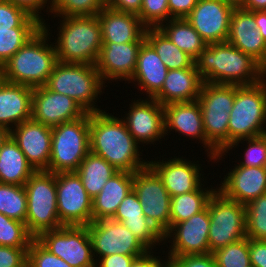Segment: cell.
Returning <instances> with one entry per match:
<instances>
[{
  "mask_svg": "<svg viewBox=\"0 0 266 267\" xmlns=\"http://www.w3.org/2000/svg\"><path fill=\"white\" fill-rule=\"evenodd\" d=\"M97 17L101 27L102 42L123 44L145 41L147 27L137 15L105 6Z\"/></svg>",
  "mask_w": 266,
  "mask_h": 267,
  "instance_id": "cell-25",
  "label": "cell"
},
{
  "mask_svg": "<svg viewBox=\"0 0 266 267\" xmlns=\"http://www.w3.org/2000/svg\"><path fill=\"white\" fill-rule=\"evenodd\" d=\"M244 141H246L248 145H246V151H244L245 155L242 156L244 158L242 161L238 162V165L246 167H266V134L233 142L225 151L218 153L216 157L213 158V161H220L222 156L226 155L225 153H228V151L232 150L234 147L236 148L240 142L243 144Z\"/></svg>",
  "mask_w": 266,
  "mask_h": 267,
  "instance_id": "cell-42",
  "label": "cell"
},
{
  "mask_svg": "<svg viewBox=\"0 0 266 267\" xmlns=\"http://www.w3.org/2000/svg\"><path fill=\"white\" fill-rule=\"evenodd\" d=\"M235 99V85L204 82L198 97L206 139L217 154L228 148L229 113Z\"/></svg>",
  "mask_w": 266,
  "mask_h": 267,
  "instance_id": "cell-9",
  "label": "cell"
},
{
  "mask_svg": "<svg viewBox=\"0 0 266 267\" xmlns=\"http://www.w3.org/2000/svg\"><path fill=\"white\" fill-rule=\"evenodd\" d=\"M133 190L143 205L144 216L164 235L170 229L171 196L162 179L148 165L133 173Z\"/></svg>",
  "mask_w": 266,
  "mask_h": 267,
  "instance_id": "cell-12",
  "label": "cell"
},
{
  "mask_svg": "<svg viewBox=\"0 0 266 267\" xmlns=\"http://www.w3.org/2000/svg\"><path fill=\"white\" fill-rule=\"evenodd\" d=\"M27 196L26 226L36 239L41 233L61 228L57 211L56 174L36 171L24 184Z\"/></svg>",
  "mask_w": 266,
  "mask_h": 267,
  "instance_id": "cell-8",
  "label": "cell"
},
{
  "mask_svg": "<svg viewBox=\"0 0 266 267\" xmlns=\"http://www.w3.org/2000/svg\"><path fill=\"white\" fill-rule=\"evenodd\" d=\"M33 88L0 79V125L10 131L32 117Z\"/></svg>",
  "mask_w": 266,
  "mask_h": 267,
  "instance_id": "cell-27",
  "label": "cell"
},
{
  "mask_svg": "<svg viewBox=\"0 0 266 267\" xmlns=\"http://www.w3.org/2000/svg\"><path fill=\"white\" fill-rule=\"evenodd\" d=\"M167 22L162 23L158 28L179 49L196 60L207 43L185 18H172Z\"/></svg>",
  "mask_w": 266,
  "mask_h": 267,
  "instance_id": "cell-33",
  "label": "cell"
},
{
  "mask_svg": "<svg viewBox=\"0 0 266 267\" xmlns=\"http://www.w3.org/2000/svg\"><path fill=\"white\" fill-rule=\"evenodd\" d=\"M210 216L208 207L189 219L174 224L165 234L164 241L172 239L167 257L209 254ZM167 239V240H166ZM173 242V243H172ZM173 244V245H172Z\"/></svg>",
  "mask_w": 266,
  "mask_h": 267,
  "instance_id": "cell-15",
  "label": "cell"
},
{
  "mask_svg": "<svg viewBox=\"0 0 266 267\" xmlns=\"http://www.w3.org/2000/svg\"><path fill=\"white\" fill-rule=\"evenodd\" d=\"M227 42L251 56L260 65L266 59V41L257 29L255 11L234 8Z\"/></svg>",
  "mask_w": 266,
  "mask_h": 267,
  "instance_id": "cell-24",
  "label": "cell"
},
{
  "mask_svg": "<svg viewBox=\"0 0 266 267\" xmlns=\"http://www.w3.org/2000/svg\"><path fill=\"white\" fill-rule=\"evenodd\" d=\"M55 39L57 60L63 63L95 65L102 47L101 27L96 16H59Z\"/></svg>",
  "mask_w": 266,
  "mask_h": 267,
  "instance_id": "cell-4",
  "label": "cell"
},
{
  "mask_svg": "<svg viewBox=\"0 0 266 267\" xmlns=\"http://www.w3.org/2000/svg\"><path fill=\"white\" fill-rule=\"evenodd\" d=\"M7 1L24 8L30 15L35 16L42 22H45V20L40 15L41 10H43L45 6H47L46 7L47 9L45 10H47L46 12L50 13V9H51V6H49V4L51 5V0L50 1L49 0H7Z\"/></svg>",
  "mask_w": 266,
  "mask_h": 267,
  "instance_id": "cell-49",
  "label": "cell"
},
{
  "mask_svg": "<svg viewBox=\"0 0 266 267\" xmlns=\"http://www.w3.org/2000/svg\"><path fill=\"white\" fill-rule=\"evenodd\" d=\"M117 172L118 170L104 158L91 152L86 155L76 171L92 199L101 192L107 181Z\"/></svg>",
  "mask_w": 266,
  "mask_h": 267,
  "instance_id": "cell-32",
  "label": "cell"
},
{
  "mask_svg": "<svg viewBox=\"0 0 266 267\" xmlns=\"http://www.w3.org/2000/svg\"><path fill=\"white\" fill-rule=\"evenodd\" d=\"M87 228L96 262L101 257L112 254L136 255L140 257L149 251L121 222L112 219H100L92 221Z\"/></svg>",
  "mask_w": 266,
  "mask_h": 267,
  "instance_id": "cell-13",
  "label": "cell"
},
{
  "mask_svg": "<svg viewBox=\"0 0 266 267\" xmlns=\"http://www.w3.org/2000/svg\"><path fill=\"white\" fill-rule=\"evenodd\" d=\"M35 172L10 136L0 147V183L24 186Z\"/></svg>",
  "mask_w": 266,
  "mask_h": 267,
  "instance_id": "cell-31",
  "label": "cell"
},
{
  "mask_svg": "<svg viewBox=\"0 0 266 267\" xmlns=\"http://www.w3.org/2000/svg\"><path fill=\"white\" fill-rule=\"evenodd\" d=\"M50 13L54 17L96 16L105 6V0H51Z\"/></svg>",
  "mask_w": 266,
  "mask_h": 267,
  "instance_id": "cell-38",
  "label": "cell"
},
{
  "mask_svg": "<svg viewBox=\"0 0 266 267\" xmlns=\"http://www.w3.org/2000/svg\"><path fill=\"white\" fill-rule=\"evenodd\" d=\"M87 112L74 99L45 86L33 88L32 119L53 127L83 117Z\"/></svg>",
  "mask_w": 266,
  "mask_h": 267,
  "instance_id": "cell-18",
  "label": "cell"
},
{
  "mask_svg": "<svg viewBox=\"0 0 266 267\" xmlns=\"http://www.w3.org/2000/svg\"><path fill=\"white\" fill-rule=\"evenodd\" d=\"M217 189L209 187L204 188L202 185L196 190L189 193L171 197L170 205V228L184 220L189 219L192 215L198 214L207 207L209 198Z\"/></svg>",
  "mask_w": 266,
  "mask_h": 267,
  "instance_id": "cell-35",
  "label": "cell"
},
{
  "mask_svg": "<svg viewBox=\"0 0 266 267\" xmlns=\"http://www.w3.org/2000/svg\"><path fill=\"white\" fill-rule=\"evenodd\" d=\"M136 100L122 116L128 131L140 145L154 144L165 136L164 107L154 98ZM126 117V118H125Z\"/></svg>",
  "mask_w": 266,
  "mask_h": 267,
  "instance_id": "cell-17",
  "label": "cell"
},
{
  "mask_svg": "<svg viewBox=\"0 0 266 267\" xmlns=\"http://www.w3.org/2000/svg\"><path fill=\"white\" fill-rule=\"evenodd\" d=\"M167 71L154 48L145 40L138 51L135 72L128 84L136 82L140 91L144 90L148 98H153L161 90Z\"/></svg>",
  "mask_w": 266,
  "mask_h": 267,
  "instance_id": "cell-29",
  "label": "cell"
},
{
  "mask_svg": "<svg viewBox=\"0 0 266 267\" xmlns=\"http://www.w3.org/2000/svg\"><path fill=\"white\" fill-rule=\"evenodd\" d=\"M163 267H173L168 261L163 265Z\"/></svg>",
  "mask_w": 266,
  "mask_h": 267,
  "instance_id": "cell-59",
  "label": "cell"
},
{
  "mask_svg": "<svg viewBox=\"0 0 266 267\" xmlns=\"http://www.w3.org/2000/svg\"><path fill=\"white\" fill-rule=\"evenodd\" d=\"M48 26L43 22V27L2 66L3 80L32 88L46 84L58 62L54 43L48 42Z\"/></svg>",
  "mask_w": 266,
  "mask_h": 267,
  "instance_id": "cell-3",
  "label": "cell"
},
{
  "mask_svg": "<svg viewBox=\"0 0 266 267\" xmlns=\"http://www.w3.org/2000/svg\"><path fill=\"white\" fill-rule=\"evenodd\" d=\"M143 42L116 44L103 42L95 63L100 77L105 81H130L136 68L138 51ZM123 79V80H122Z\"/></svg>",
  "mask_w": 266,
  "mask_h": 267,
  "instance_id": "cell-21",
  "label": "cell"
},
{
  "mask_svg": "<svg viewBox=\"0 0 266 267\" xmlns=\"http://www.w3.org/2000/svg\"><path fill=\"white\" fill-rule=\"evenodd\" d=\"M35 238L28 232L26 223L0 213V245L29 248Z\"/></svg>",
  "mask_w": 266,
  "mask_h": 267,
  "instance_id": "cell-37",
  "label": "cell"
},
{
  "mask_svg": "<svg viewBox=\"0 0 266 267\" xmlns=\"http://www.w3.org/2000/svg\"><path fill=\"white\" fill-rule=\"evenodd\" d=\"M246 235L250 239L266 240V193L246 205Z\"/></svg>",
  "mask_w": 266,
  "mask_h": 267,
  "instance_id": "cell-43",
  "label": "cell"
},
{
  "mask_svg": "<svg viewBox=\"0 0 266 267\" xmlns=\"http://www.w3.org/2000/svg\"><path fill=\"white\" fill-rule=\"evenodd\" d=\"M131 190H133V173L118 171L92 199L93 221L111 219L121 201Z\"/></svg>",
  "mask_w": 266,
  "mask_h": 267,
  "instance_id": "cell-30",
  "label": "cell"
},
{
  "mask_svg": "<svg viewBox=\"0 0 266 267\" xmlns=\"http://www.w3.org/2000/svg\"><path fill=\"white\" fill-rule=\"evenodd\" d=\"M165 136L171 131L191 139L196 138L206 148L210 160L217 155V149L206 139L203 117L199 102L169 103L164 105ZM169 131V132H168Z\"/></svg>",
  "mask_w": 266,
  "mask_h": 267,
  "instance_id": "cell-20",
  "label": "cell"
},
{
  "mask_svg": "<svg viewBox=\"0 0 266 267\" xmlns=\"http://www.w3.org/2000/svg\"><path fill=\"white\" fill-rule=\"evenodd\" d=\"M251 267H266V240L249 238Z\"/></svg>",
  "mask_w": 266,
  "mask_h": 267,
  "instance_id": "cell-48",
  "label": "cell"
},
{
  "mask_svg": "<svg viewBox=\"0 0 266 267\" xmlns=\"http://www.w3.org/2000/svg\"><path fill=\"white\" fill-rule=\"evenodd\" d=\"M136 255L112 254L101 257L96 262V267H130Z\"/></svg>",
  "mask_w": 266,
  "mask_h": 267,
  "instance_id": "cell-51",
  "label": "cell"
},
{
  "mask_svg": "<svg viewBox=\"0 0 266 267\" xmlns=\"http://www.w3.org/2000/svg\"><path fill=\"white\" fill-rule=\"evenodd\" d=\"M212 254L216 267H251L248 237L221 247Z\"/></svg>",
  "mask_w": 266,
  "mask_h": 267,
  "instance_id": "cell-40",
  "label": "cell"
},
{
  "mask_svg": "<svg viewBox=\"0 0 266 267\" xmlns=\"http://www.w3.org/2000/svg\"><path fill=\"white\" fill-rule=\"evenodd\" d=\"M57 211L63 226H88L93 221L92 198L76 172L56 174Z\"/></svg>",
  "mask_w": 266,
  "mask_h": 267,
  "instance_id": "cell-14",
  "label": "cell"
},
{
  "mask_svg": "<svg viewBox=\"0 0 266 267\" xmlns=\"http://www.w3.org/2000/svg\"><path fill=\"white\" fill-rule=\"evenodd\" d=\"M142 209L143 205L137 194L131 190L121 201L111 219L121 222L152 251L158 243L160 245L164 241V235L144 216Z\"/></svg>",
  "mask_w": 266,
  "mask_h": 267,
  "instance_id": "cell-26",
  "label": "cell"
},
{
  "mask_svg": "<svg viewBox=\"0 0 266 267\" xmlns=\"http://www.w3.org/2000/svg\"><path fill=\"white\" fill-rule=\"evenodd\" d=\"M209 253L237 242L246 235V205L224 197L218 190L209 198Z\"/></svg>",
  "mask_w": 266,
  "mask_h": 267,
  "instance_id": "cell-10",
  "label": "cell"
},
{
  "mask_svg": "<svg viewBox=\"0 0 266 267\" xmlns=\"http://www.w3.org/2000/svg\"><path fill=\"white\" fill-rule=\"evenodd\" d=\"M27 267H72L60 257L50 253L36 239L27 251Z\"/></svg>",
  "mask_w": 266,
  "mask_h": 267,
  "instance_id": "cell-45",
  "label": "cell"
},
{
  "mask_svg": "<svg viewBox=\"0 0 266 267\" xmlns=\"http://www.w3.org/2000/svg\"><path fill=\"white\" fill-rule=\"evenodd\" d=\"M10 137V130L5 126L0 125V147L6 142Z\"/></svg>",
  "mask_w": 266,
  "mask_h": 267,
  "instance_id": "cell-56",
  "label": "cell"
},
{
  "mask_svg": "<svg viewBox=\"0 0 266 267\" xmlns=\"http://www.w3.org/2000/svg\"><path fill=\"white\" fill-rule=\"evenodd\" d=\"M0 213L25 223L27 196L24 186L0 183Z\"/></svg>",
  "mask_w": 266,
  "mask_h": 267,
  "instance_id": "cell-36",
  "label": "cell"
},
{
  "mask_svg": "<svg viewBox=\"0 0 266 267\" xmlns=\"http://www.w3.org/2000/svg\"><path fill=\"white\" fill-rule=\"evenodd\" d=\"M105 4L111 9L138 16L142 7V0H105Z\"/></svg>",
  "mask_w": 266,
  "mask_h": 267,
  "instance_id": "cell-52",
  "label": "cell"
},
{
  "mask_svg": "<svg viewBox=\"0 0 266 267\" xmlns=\"http://www.w3.org/2000/svg\"><path fill=\"white\" fill-rule=\"evenodd\" d=\"M152 253L154 252L149 250L144 255L135 258L130 267H163L167 261L161 260L159 256L156 257Z\"/></svg>",
  "mask_w": 266,
  "mask_h": 267,
  "instance_id": "cell-53",
  "label": "cell"
},
{
  "mask_svg": "<svg viewBox=\"0 0 266 267\" xmlns=\"http://www.w3.org/2000/svg\"><path fill=\"white\" fill-rule=\"evenodd\" d=\"M125 122L106 111L90 113V152L118 171L134 173L148 166Z\"/></svg>",
  "mask_w": 266,
  "mask_h": 267,
  "instance_id": "cell-1",
  "label": "cell"
},
{
  "mask_svg": "<svg viewBox=\"0 0 266 267\" xmlns=\"http://www.w3.org/2000/svg\"><path fill=\"white\" fill-rule=\"evenodd\" d=\"M226 3L231 4L234 7H242L245 0H224Z\"/></svg>",
  "mask_w": 266,
  "mask_h": 267,
  "instance_id": "cell-57",
  "label": "cell"
},
{
  "mask_svg": "<svg viewBox=\"0 0 266 267\" xmlns=\"http://www.w3.org/2000/svg\"><path fill=\"white\" fill-rule=\"evenodd\" d=\"M196 65L178 70H168L161 90L153 97L162 106L169 103L198 100L203 85Z\"/></svg>",
  "mask_w": 266,
  "mask_h": 267,
  "instance_id": "cell-28",
  "label": "cell"
},
{
  "mask_svg": "<svg viewBox=\"0 0 266 267\" xmlns=\"http://www.w3.org/2000/svg\"><path fill=\"white\" fill-rule=\"evenodd\" d=\"M224 176L216 189L227 199L247 205L266 193V167L237 164Z\"/></svg>",
  "mask_w": 266,
  "mask_h": 267,
  "instance_id": "cell-23",
  "label": "cell"
},
{
  "mask_svg": "<svg viewBox=\"0 0 266 267\" xmlns=\"http://www.w3.org/2000/svg\"><path fill=\"white\" fill-rule=\"evenodd\" d=\"M261 75H262V80L266 82V59L264 62L261 64Z\"/></svg>",
  "mask_w": 266,
  "mask_h": 267,
  "instance_id": "cell-58",
  "label": "cell"
},
{
  "mask_svg": "<svg viewBox=\"0 0 266 267\" xmlns=\"http://www.w3.org/2000/svg\"><path fill=\"white\" fill-rule=\"evenodd\" d=\"M90 152V113L52 127L51 155L47 172H76Z\"/></svg>",
  "mask_w": 266,
  "mask_h": 267,
  "instance_id": "cell-7",
  "label": "cell"
},
{
  "mask_svg": "<svg viewBox=\"0 0 266 267\" xmlns=\"http://www.w3.org/2000/svg\"><path fill=\"white\" fill-rule=\"evenodd\" d=\"M145 40L154 48L168 70L192 67L195 60L179 49L159 28H147Z\"/></svg>",
  "mask_w": 266,
  "mask_h": 267,
  "instance_id": "cell-34",
  "label": "cell"
},
{
  "mask_svg": "<svg viewBox=\"0 0 266 267\" xmlns=\"http://www.w3.org/2000/svg\"><path fill=\"white\" fill-rule=\"evenodd\" d=\"M28 249L0 245V267H27Z\"/></svg>",
  "mask_w": 266,
  "mask_h": 267,
  "instance_id": "cell-46",
  "label": "cell"
},
{
  "mask_svg": "<svg viewBox=\"0 0 266 267\" xmlns=\"http://www.w3.org/2000/svg\"><path fill=\"white\" fill-rule=\"evenodd\" d=\"M195 65L207 83L241 86L262 80L261 65L227 41L207 44Z\"/></svg>",
  "mask_w": 266,
  "mask_h": 267,
  "instance_id": "cell-2",
  "label": "cell"
},
{
  "mask_svg": "<svg viewBox=\"0 0 266 267\" xmlns=\"http://www.w3.org/2000/svg\"><path fill=\"white\" fill-rule=\"evenodd\" d=\"M42 27H15L0 31V68Z\"/></svg>",
  "mask_w": 266,
  "mask_h": 267,
  "instance_id": "cell-41",
  "label": "cell"
},
{
  "mask_svg": "<svg viewBox=\"0 0 266 267\" xmlns=\"http://www.w3.org/2000/svg\"><path fill=\"white\" fill-rule=\"evenodd\" d=\"M162 161V162H161ZM151 160L148 165L158 174L171 197L196 191L204 181L201 164L183 157L168 161ZM202 175V177H201ZM203 178V179H202Z\"/></svg>",
  "mask_w": 266,
  "mask_h": 267,
  "instance_id": "cell-22",
  "label": "cell"
},
{
  "mask_svg": "<svg viewBox=\"0 0 266 267\" xmlns=\"http://www.w3.org/2000/svg\"><path fill=\"white\" fill-rule=\"evenodd\" d=\"M10 136L24 153L28 163L35 171L48 169L51 155L52 127L32 118L10 131Z\"/></svg>",
  "mask_w": 266,
  "mask_h": 267,
  "instance_id": "cell-19",
  "label": "cell"
},
{
  "mask_svg": "<svg viewBox=\"0 0 266 267\" xmlns=\"http://www.w3.org/2000/svg\"><path fill=\"white\" fill-rule=\"evenodd\" d=\"M173 267H216L212 253L206 255H185L166 259Z\"/></svg>",
  "mask_w": 266,
  "mask_h": 267,
  "instance_id": "cell-47",
  "label": "cell"
},
{
  "mask_svg": "<svg viewBox=\"0 0 266 267\" xmlns=\"http://www.w3.org/2000/svg\"><path fill=\"white\" fill-rule=\"evenodd\" d=\"M197 1L198 0H168L170 19L186 18L196 6Z\"/></svg>",
  "mask_w": 266,
  "mask_h": 267,
  "instance_id": "cell-50",
  "label": "cell"
},
{
  "mask_svg": "<svg viewBox=\"0 0 266 267\" xmlns=\"http://www.w3.org/2000/svg\"><path fill=\"white\" fill-rule=\"evenodd\" d=\"M15 27H43V22L24 8L0 0V31H12Z\"/></svg>",
  "mask_w": 266,
  "mask_h": 267,
  "instance_id": "cell-39",
  "label": "cell"
},
{
  "mask_svg": "<svg viewBox=\"0 0 266 267\" xmlns=\"http://www.w3.org/2000/svg\"><path fill=\"white\" fill-rule=\"evenodd\" d=\"M265 124L266 82L235 85V99L229 113L228 147L237 140L266 134Z\"/></svg>",
  "mask_w": 266,
  "mask_h": 267,
  "instance_id": "cell-5",
  "label": "cell"
},
{
  "mask_svg": "<svg viewBox=\"0 0 266 267\" xmlns=\"http://www.w3.org/2000/svg\"><path fill=\"white\" fill-rule=\"evenodd\" d=\"M138 17L147 28H158L170 20L168 0H142Z\"/></svg>",
  "mask_w": 266,
  "mask_h": 267,
  "instance_id": "cell-44",
  "label": "cell"
},
{
  "mask_svg": "<svg viewBox=\"0 0 266 267\" xmlns=\"http://www.w3.org/2000/svg\"><path fill=\"white\" fill-rule=\"evenodd\" d=\"M36 240L72 267H96L87 226H62L41 233Z\"/></svg>",
  "mask_w": 266,
  "mask_h": 267,
  "instance_id": "cell-11",
  "label": "cell"
},
{
  "mask_svg": "<svg viewBox=\"0 0 266 267\" xmlns=\"http://www.w3.org/2000/svg\"><path fill=\"white\" fill-rule=\"evenodd\" d=\"M103 84L95 65L58 61L44 86L74 99L86 112L93 113L103 111L95 105L107 86Z\"/></svg>",
  "mask_w": 266,
  "mask_h": 267,
  "instance_id": "cell-6",
  "label": "cell"
},
{
  "mask_svg": "<svg viewBox=\"0 0 266 267\" xmlns=\"http://www.w3.org/2000/svg\"><path fill=\"white\" fill-rule=\"evenodd\" d=\"M242 8L252 12L263 11L266 10V0H245Z\"/></svg>",
  "mask_w": 266,
  "mask_h": 267,
  "instance_id": "cell-55",
  "label": "cell"
},
{
  "mask_svg": "<svg viewBox=\"0 0 266 267\" xmlns=\"http://www.w3.org/2000/svg\"><path fill=\"white\" fill-rule=\"evenodd\" d=\"M255 21L259 33L263 36L266 41V10L255 11Z\"/></svg>",
  "mask_w": 266,
  "mask_h": 267,
  "instance_id": "cell-54",
  "label": "cell"
},
{
  "mask_svg": "<svg viewBox=\"0 0 266 267\" xmlns=\"http://www.w3.org/2000/svg\"><path fill=\"white\" fill-rule=\"evenodd\" d=\"M234 8L224 0H198L185 19L207 44L226 42Z\"/></svg>",
  "mask_w": 266,
  "mask_h": 267,
  "instance_id": "cell-16",
  "label": "cell"
}]
</instances>
